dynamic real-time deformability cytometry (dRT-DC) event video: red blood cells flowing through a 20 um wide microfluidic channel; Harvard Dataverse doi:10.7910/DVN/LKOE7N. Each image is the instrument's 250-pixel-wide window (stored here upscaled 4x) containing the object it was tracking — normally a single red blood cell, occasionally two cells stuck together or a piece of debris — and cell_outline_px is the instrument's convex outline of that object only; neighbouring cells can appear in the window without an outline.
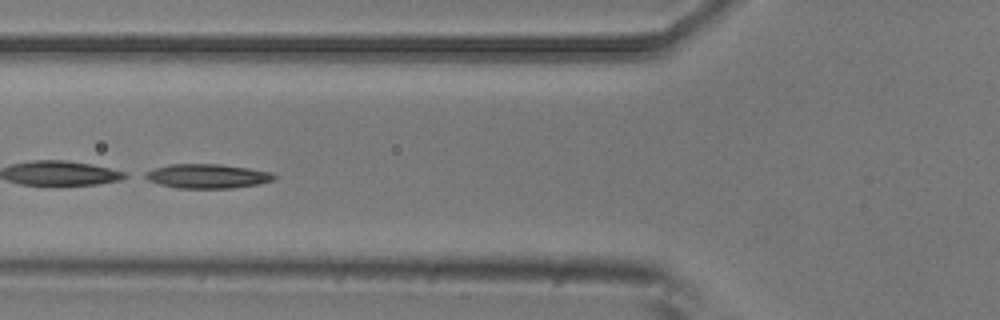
{"species": "common noctule bat (a hibernating species)", "species_latin": "Nyctalus noctula", "temperature_condition": "room temperature", "stored_images_in_passage": 7, "camera_frame_rate_fps": 3000, "um_per_image_px": 0.085, "animal": {"sex": "male", "body_mass_g": 20.5, "forearm_length_mm": 52.5}, "frame": {"image": 1, "passage_image": 6, "time_ms": 1.667, "image_size_px": [1000, 320], "cell_outline_px": [[276, 176], [272, 180], [256, 184], [232, 188], [176, 188], [160, 184], [148, 180], [140, 176], [144, 172], [168, 164], [220, 164], [248, 168], [272, 172]], "centroid_in_image_um": [17.56, 14.97], "position_along_channel_um": 108.2, "area_um2": 18.21}}